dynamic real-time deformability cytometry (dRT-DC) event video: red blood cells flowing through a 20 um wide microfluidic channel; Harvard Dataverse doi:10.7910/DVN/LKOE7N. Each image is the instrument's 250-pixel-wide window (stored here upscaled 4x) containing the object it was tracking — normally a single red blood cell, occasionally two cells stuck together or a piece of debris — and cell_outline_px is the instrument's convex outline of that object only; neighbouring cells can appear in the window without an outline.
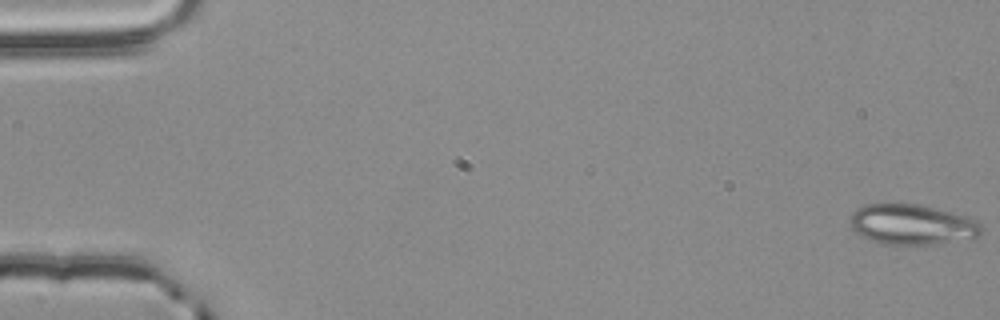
{"species": "common noctule bat (a hibernating species)", "species_latin": "Nyctalus noctula", "temperature_condition": "room temperature", "stored_images_in_passage": 52, "camera_frame_rate_fps": 3000, "um_per_image_px": 0.085, "animal": {"sex": "male", "body_mass_g": 20.4}, "frame": {"image": 1, "passage_image": 1, "time_ms": 0.0, "image_size_px": [1000, 320], "cell_outline_px": [[984, 232], [980, 236], [936, 244], [884, 244], [872, 240], [856, 232], [848, 224], [852, 212], [864, 204], [896, 200], [936, 208], [968, 216], [980, 224], [984, 228]], "centroid_in_image_um": [77.5, 19.03], "position_along_channel_um": 7.5, "area_um2": 31.56}}
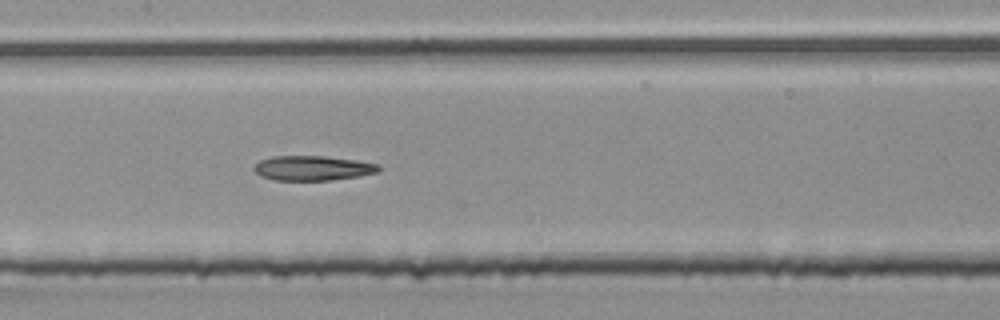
{"frame": {"image": 2, "passage_image": 28, "time_ms": 9.0, "image_size_px": [1000, 320], "cell_outline_px": [[380, 168], [376, 172], [360, 176], [332, 180], [276, 180], [260, 176], [252, 168], [260, 160], [272, 156], [324, 156], [356, 160], [380, 164]], "centroid_in_image_um": [26.57, 14.29], "position_along_channel_um": 180.8, "area_um2": 17.98}}
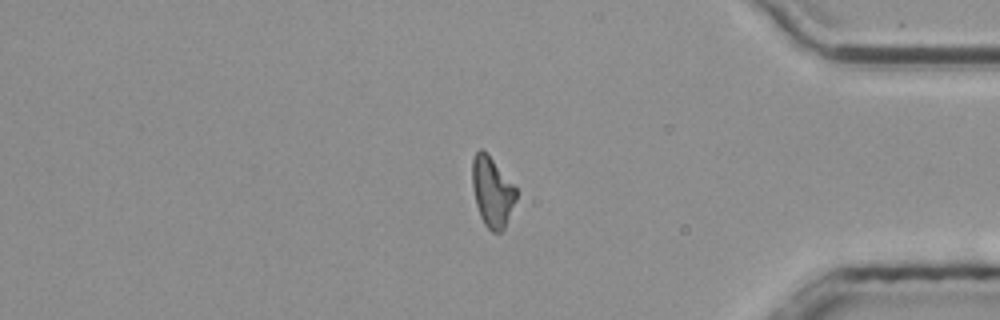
{"frame": {"image": 3, "passage_image": 47, "time_ms": 15.333, "image_size_px": [1000, 320], "cell_outline_px": [[516, 200], [504, 228], [500, 232], [492, 232], [484, 224], [480, 216], [476, 204], [472, 188], [472, 160], [476, 152], [480, 148], [492, 160], [516, 188]], "centroid_in_image_um": [41.81, 16.34], "position_along_channel_um": 393.4, "area_um2": 17.51}}